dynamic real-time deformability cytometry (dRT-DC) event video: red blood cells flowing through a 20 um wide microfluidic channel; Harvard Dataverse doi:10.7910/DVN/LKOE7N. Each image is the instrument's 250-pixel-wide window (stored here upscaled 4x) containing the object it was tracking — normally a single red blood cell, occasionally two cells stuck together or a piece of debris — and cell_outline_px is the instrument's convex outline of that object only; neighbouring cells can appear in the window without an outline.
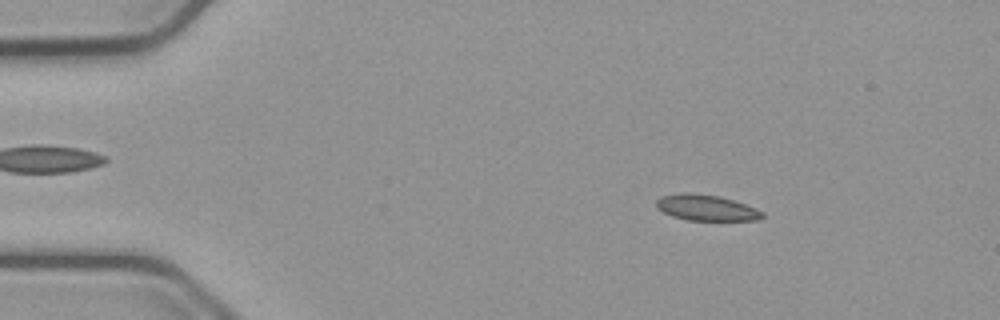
{"species": "common noctule bat (a hibernating species)", "species_latin": "Nyctalus noctula", "temperature_condition": "cold", "stored_images_in_passage": 54, "camera_frame_rate_fps": 3000, "um_per_image_px": 0.085, "animal": {"sex": "male", "body_mass_g": 23.1, "forearm_length_mm": 52.7}, "frame": {"image": 1, "passage_image": 8, "time_ms": 2.333, "image_size_px": [1000, 320], "cell_outline_px": [[764, 216], [756, 220], [688, 220], [672, 216], [656, 208], [656, 200], [660, 196], [684, 192], [688, 192], [720, 196], [756, 208], [764, 212]], "centroid_in_image_um": [60.0, 17.65], "position_along_channel_um": 25.0, "area_um2": 15.95}}
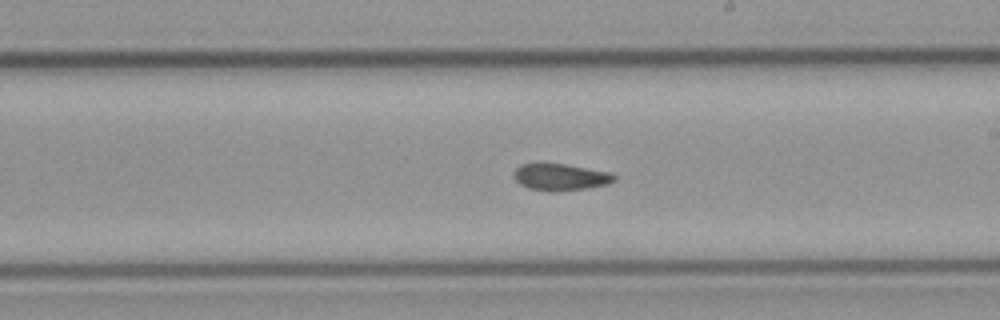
{"frame": {"image": 2, "passage_image": 31, "time_ms": 10.0, "image_size_px": [1000, 320], "cell_outline_px": [[616, 180], [608, 184], [588, 188], [560, 192], [548, 192], [528, 188], [520, 184], [512, 176], [512, 172], [520, 164], [564, 164], [608, 172], [616, 176]], "centroid_in_image_um": [47.61, 15.07], "position_along_channel_um": 241.4, "area_um2": 15.78}}
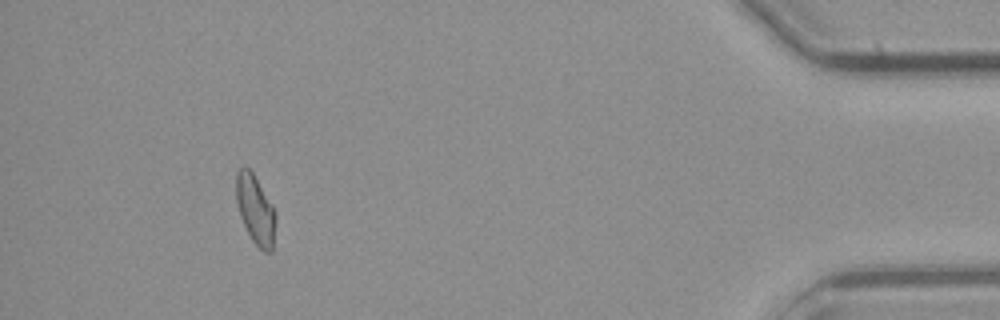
{"frame": {"image": 3, "passage_image": 50, "time_ms": 16.333, "image_size_px": [1000, 320], "cell_outline_px": [[276, 220], [272, 252], [264, 252], [252, 240], [240, 216], [236, 200], [236, 172], [244, 164], [252, 172], [272, 204], [276, 216]], "centroid_in_image_um": [21.71, 17.8], "position_along_channel_um": 413.5, "area_um2": 15.84}, "authors_computed_cell_mechanics": {"area_um2": 16.0684, "velocity_mm_per_s": 3.7641, "shape_relaxation_time_tau1_ms": null, "shape_relaxation_time_tau2_ms": 4.3247, "deformation_change_tau1": null, "deformation_change_tau2": 0.0707}}